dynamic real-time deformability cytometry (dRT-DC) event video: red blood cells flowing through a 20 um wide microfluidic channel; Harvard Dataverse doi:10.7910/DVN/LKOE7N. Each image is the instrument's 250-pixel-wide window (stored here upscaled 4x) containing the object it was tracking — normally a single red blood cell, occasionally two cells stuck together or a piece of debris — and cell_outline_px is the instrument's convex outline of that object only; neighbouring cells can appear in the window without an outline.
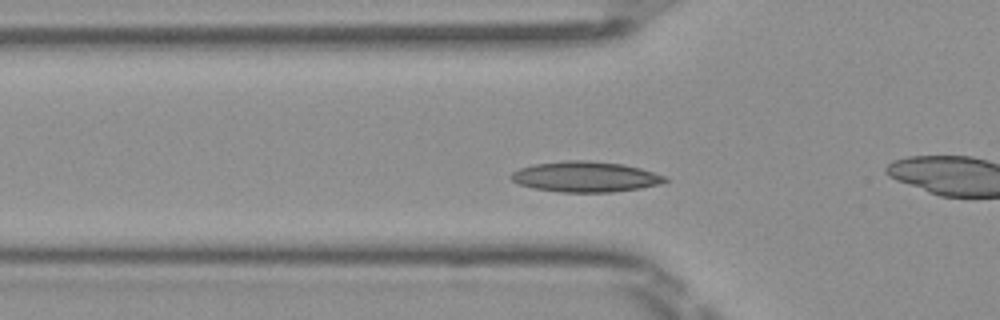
{"species": "Egyptian fruit bat (a non-hibernating species)", "species_latin": "Rousettus aegyptiacus", "temperature_condition": "room temperature", "stored_images_in_passage": 41, "camera_frame_rate_fps": 3000, "um_per_image_px": 0.085, "frame": {"image": 1, "passage_image": 6, "time_ms": 1.667, "image_size_px": [1000, 320], "cell_outline_px": [[668, 180], [660, 184], [640, 188], [612, 192], [560, 192], [532, 188], [520, 184], [512, 180], [508, 176], [512, 172], [520, 168], [532, 164], [568, 160], [588, 160], [624, 164], [640, 168], [668, 176]], "centroid_in_image_um": [49.76, 15.02], "position_along_channel_um": 76.0, "area_um2": 27.57}}
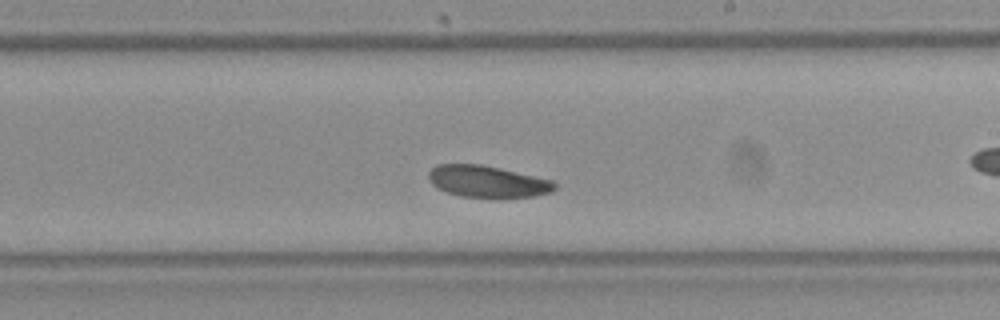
{"frame": {"image": 2, "passage_image": 19, "time_ms": 6.0, "image_size_px": [1000, 320], "cell_outline_px": [[556, 188], [552, 192], [532, 196], [500, 200], [496, 200], [460, 196], [448, 192], [432, 184], [428, 180], [428, 172], [436, 164], [480, 164], [500, 168], [552, 180], [556, 184]], "centroid_in_image_um": [41.45, 15.46], "position_along_channel_um": 247.6, "area_um2": 23.93}}
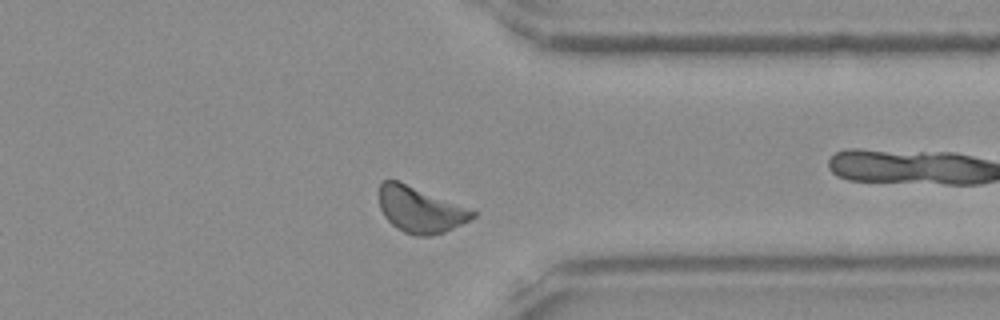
{"frame": {"image": 3, "passage_image": 29, "time_ms": 9.333, "image_size_px": [1000, 320], "cell_outline_px": [[476, 216], [444, 232], [428, 236], [412, 236], [396, 228], [384, 216], [380, 208], [380, 184], [384, 180], [396, 180], [476, 208]], "centroid_in_image_um": [35.78, 17.81], "position_along_channel_um": 375.6, "area_um2": 25.32}, "authors_computed_cell_mechanics": {"area_um2": 24.3916, "velocity_mm_per_s": 3.9589, "shape_relaxation_time_tau1_ms": 2.8661, "shape_relaxation_time_tau2_ms": null, "deformation_change_tau1": 0.0628, "deformation_change_tau2": null}}